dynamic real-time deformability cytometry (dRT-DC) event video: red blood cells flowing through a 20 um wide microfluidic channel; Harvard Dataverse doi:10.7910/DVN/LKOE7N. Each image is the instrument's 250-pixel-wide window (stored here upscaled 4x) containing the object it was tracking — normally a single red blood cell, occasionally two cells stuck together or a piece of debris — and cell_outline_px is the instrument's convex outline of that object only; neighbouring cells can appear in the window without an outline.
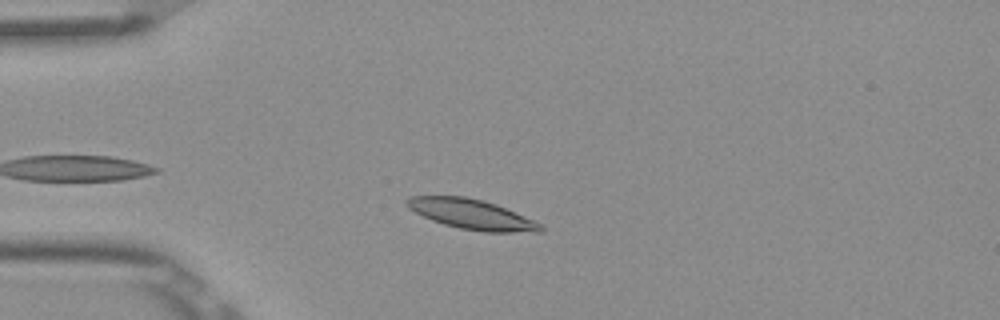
{"species": "Egyptian fruit bat (a non-hibernating species)", "species_latin": "Rousettus aegyptiacus", "temperature_condition": "room temperature", "stored_images_in_passage": 35, "camera_frame_rate_fps": 3000, "um_per_image_px": 0.085, "frame": {"image": 1, "passage_image": 6, "time_ms": 1.667, "image_size_px": [1000, 320], "cell_outline_px": [[544, 232], [484, 232], [460, 228], [444, 224], [432, 220], [408, 208], [404, 200], [412, 196], [464, 196], [484, 200], [496, 204], [524, 216], [540, 224], [544, 228]], "centroid_in_image_um": [40.09, 18.21], "position_along_channel_um": 44.9, "area_um2": 23.18}}
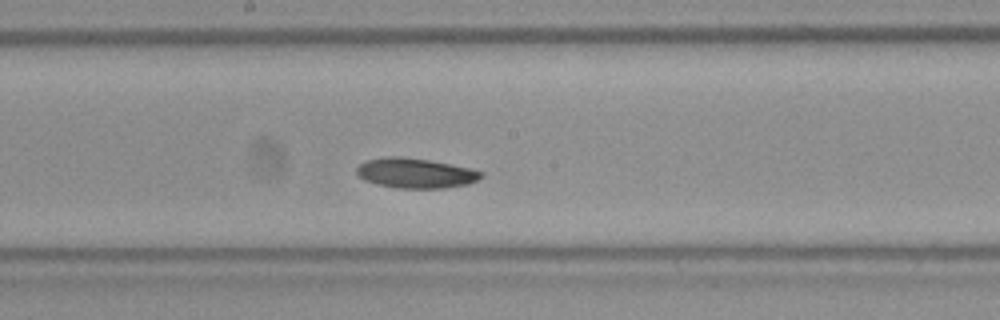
{"frame": {"image": 2, "passage_image": 21, "time_ms": 6.667, "image_size_px": [1000, 320], "cell_outline_px": [[484, 176], [468, 184], [444, 188], [396, 188], [376, 184], [364, 180], [356, 172], [356, 168], [364, 160], [384, 156], [400, 156], [428, 160], [472, 168], [484, 172]], "centroid_in_image_um": [35.31, 14.71], "position_along_channel_um": 212.9, "area_um2": 21.91}}
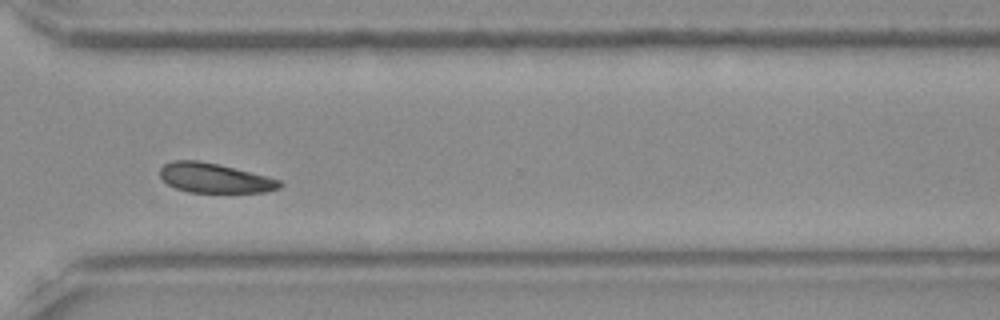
{"frame": {"image": 3, "passage_image": 32, "time_ms": 10.333, "image_size_px": [1000, 320], "cell_outline_px": [[284, 184], [280, 188], [264, 192], [188, 192], [176, 188], [168, 184], [160, 176], [160, 168], [164, 164], [172, 160], [196, 160], [216, 164], [268, 176], [280, 180]], "centroid_in_image_um": [18.24, 15.13], "position_along_channel_um": 352.4, "area_um2": 20.52}, "authors_computed_cell_mechanics": {"area_um2": 22.0218, "velocity_mm_per_s": 3.7987, "shape_relaxation_time_tau1_ms": 2.4554, "shape_relaxation_time_tau2_ms": null, "deformation_change_tau1": 0.0573, "deformation_change_tau2": null}}